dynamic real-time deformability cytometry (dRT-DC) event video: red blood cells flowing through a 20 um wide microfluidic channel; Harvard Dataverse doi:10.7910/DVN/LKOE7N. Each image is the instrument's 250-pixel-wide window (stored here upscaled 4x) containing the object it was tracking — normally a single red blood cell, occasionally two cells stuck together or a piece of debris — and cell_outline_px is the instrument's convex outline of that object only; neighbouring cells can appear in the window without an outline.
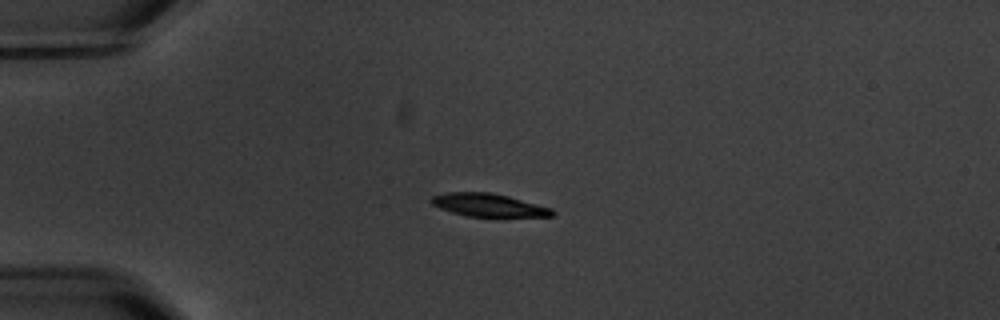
{"species": "common noctule bat (a hibernating species)", "species_latin": "Nyctalus noctula", "temperature_condition": "warm", "stored_images_in_passage": 4, "camera_frame_rate_fps": 3000, "um_per_image_px": 0.085, "animal": {"sex": "male", "body_mass_g": 20.1, "forearm_length_mm": 53.5}, "frame": {"image": 1, "passage_image": 3, "time_ms": 3.333, "image_size_px": [1000, 320], "cell_outline_px": [[556, 216], [468, 216], [452, 212], [440, 208], [432, 204], [428, 200], [432, 196], [448, 192], [488, 192], [508, 196], [552, 208], [556, 212]], "centroid_in_image_um": [41.52, 17.42], "position_along_channel_um": 43.5, "area_um2": 16.07}}